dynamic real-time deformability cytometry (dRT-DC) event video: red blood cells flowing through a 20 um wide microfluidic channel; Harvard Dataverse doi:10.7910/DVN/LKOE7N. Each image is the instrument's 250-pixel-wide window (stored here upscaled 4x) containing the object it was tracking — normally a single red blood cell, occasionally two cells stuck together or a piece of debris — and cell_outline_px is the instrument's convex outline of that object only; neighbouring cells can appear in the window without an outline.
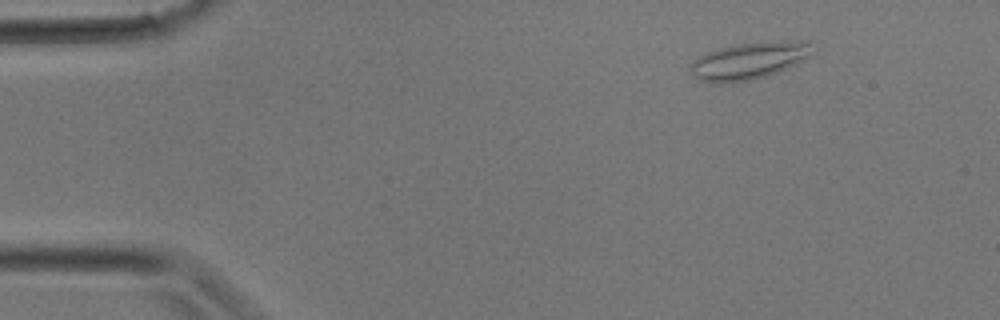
{"species": "common noctule bat (a hibernating species)", "species_latin": "Nyctalus noctula", "temperature_condition": "room temperature", "stored_images_in_passage": 3, "camera_frame_rate_fps": 3000, "um_per_image_px": 0.085, "animal": {"sex": "male", "body_mass_g": 17.9}, "frame": {"image": 1, "passage_image": 1, "time_ms": 0.0, "image_size_px": [1000, 320], "cell_outline_px": [[784, 48], [780, 64], [772, 68], [760, 72], [744, 76], [708, 76], [728, 52], [748, 48]], "centroid_in_image_um": [63.59, 5.26], "position_along_channel_um": 21.4, "area_um2": 10.87}}